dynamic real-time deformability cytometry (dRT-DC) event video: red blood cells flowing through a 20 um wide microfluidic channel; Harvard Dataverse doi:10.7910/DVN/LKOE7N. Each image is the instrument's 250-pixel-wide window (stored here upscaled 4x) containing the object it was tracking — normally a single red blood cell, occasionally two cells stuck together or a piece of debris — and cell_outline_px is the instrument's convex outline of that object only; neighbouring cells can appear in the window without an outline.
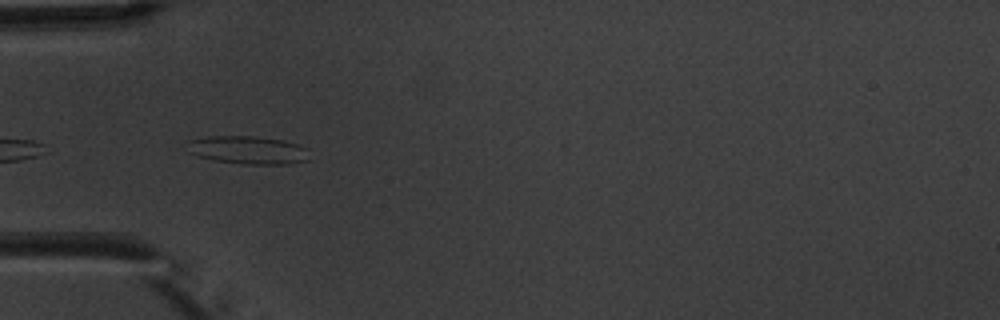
{"species": "common noctule bat (a hibernating species)", "species_latin": "Nyctalus noctula", "temperature_condition": "warm", "stored_images_in_passage": 8, "camera_frame_rate_fps": 3000, "um_per_image_px": 0.085, "animal": {"sex": "male", "body_mass_g": 20.1, "forearm_length_mm": 53.5}, "frame": {"image": 1, "passage_image": 5, "time_ms": 4.667, "image_size_px": [1000, 320], "cell_outline_px": [[308, 160], [288, 164], [240, 164], [216, 160], [200, 156], [188, 152], [188, 140], [208, 136], [256, 136], [284, 140], [308, 148]], "centroid_in_image_um": [21.1, 12.75], "position_along_channel_um": 63.9, "area_um2": 20.0}}
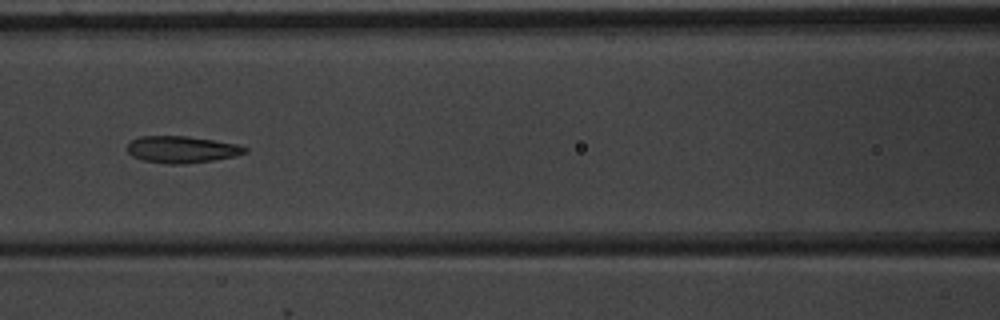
{"frame": {"image": 2, "passage_image": 7, "time_ms": 7.0, "image_size_px": [1000, 320], "cell_outline_px": [[248, 152], [236, 156], [212, 160], [184, 164], [168, 164], [144, 160], [132, 156], [128, 152], [128, 144], [132, 140], [140, 136], [188, 136], [240, 144], [248, 148]], "centroid_in_image_um": [15.5, 12.7], "position_along_channel_um": 151.1, "area_um2": 18.44}}
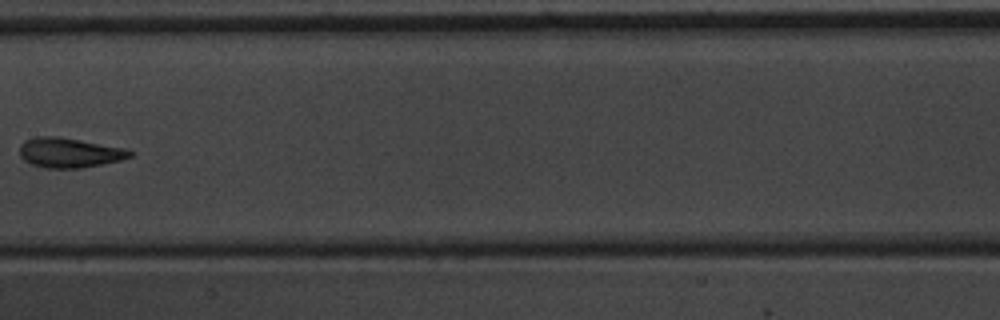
{"frame": {"image": 3, "passage_image": 8, "time_ms": 8.333, "image_size_px": [1000, 320], "cell_outline_px": [[132, 156], [120, 160], [104, 164], [80, 168], [44, 168], [32, 164], [24, 160], [20, 156], [20, 144], [24, 140], [36, 136], [60, 136], [124, 148], [132, 152]], "centroid_in_image_um": [5.86, 12.97], "position_along_channel_um": 201.5, "area_um2": 19.25}}